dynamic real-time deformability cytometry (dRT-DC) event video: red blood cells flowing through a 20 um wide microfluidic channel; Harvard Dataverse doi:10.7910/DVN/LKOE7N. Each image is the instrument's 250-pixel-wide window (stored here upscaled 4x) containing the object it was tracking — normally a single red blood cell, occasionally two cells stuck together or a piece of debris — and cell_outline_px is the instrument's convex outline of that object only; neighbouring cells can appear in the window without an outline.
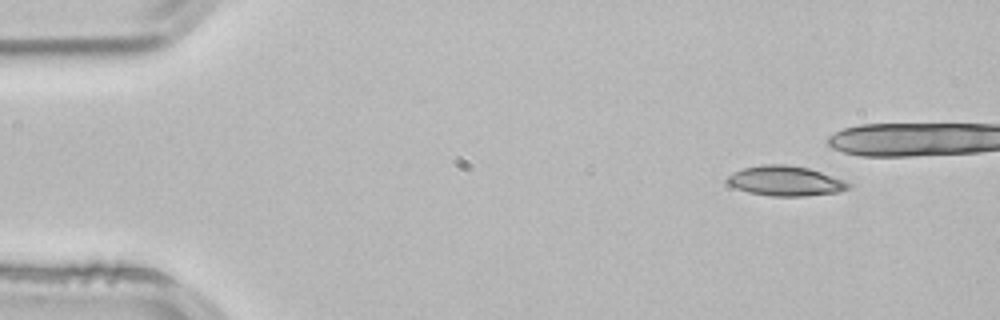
{"species": "common noctule bat (a hibernating species)", "species_latin": "Nyctalus noctula", "temperature_condition": "room temperature", "stored_images_in_passage": 4, "camera_frame_rate_fps": 3000, "um_per_image_px": 0.085, "animal": {"sex": "male", "body_mass_g": 21.5, "forearm_length_mm": 52.0}, "frame": {"image": 1, "passage_image": 1, "time_ms": 0.0, "image_size_px": [1000, 320], "cell_outline_px": [[852, 184], [848, 188], [836, 192], [804, 196], [772, 196], [748, 192], [736, 188], [728, 184], [724, 180], [732, 172], [744, 168], [764, 164], [784, 164], [808, 168], [844, 180]], "centroid_in_image_um": [66.71, 15.38], "position_along_channel_um": 18.3, "area_um2": 20.98}}
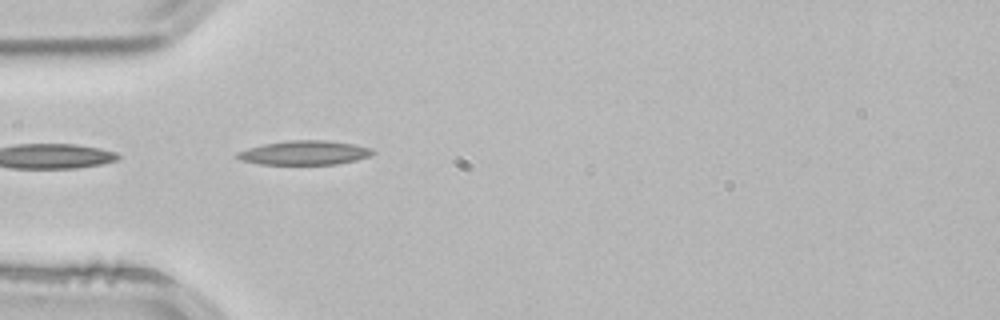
{"frame": {"image": 2, "passage_image": 4, "time_ms": 1.0, "image_size_px": [1000, 320], "cell_outline_px": [[376, 152], [372, 156], [356, 160], [336, 164], [260, 164], [240, 160], [236, 156], [236, 152], [248, 148], [264, 144], [288, 140], [328, 140], [356, 144], [372, 148]], "centroid_in_image_um": [25.93, 12.98], "position_along_channel_um": 59.1, "area_um2": 19.25}}